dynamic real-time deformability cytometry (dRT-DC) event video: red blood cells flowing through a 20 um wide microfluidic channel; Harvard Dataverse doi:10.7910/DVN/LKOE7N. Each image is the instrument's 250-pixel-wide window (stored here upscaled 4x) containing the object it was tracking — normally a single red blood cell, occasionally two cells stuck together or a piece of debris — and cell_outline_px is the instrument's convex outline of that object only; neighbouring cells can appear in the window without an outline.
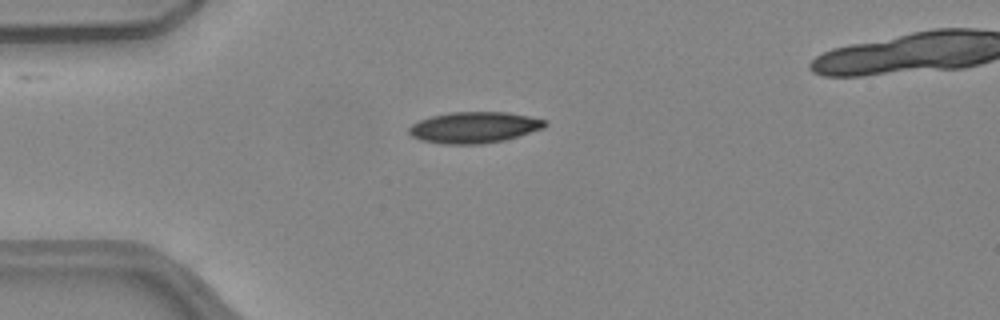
{"species": "common noctule bat (a hibernating species)", "species_latin": "Nyctalus noctula", "temperature_condition": "warm", "stored_images_in_passage": 37, "camera_frame_rate_fps": 3000, "um_per_image_px": 0.085, "animal": {"sex": "female", "body_mass_g": 24.6, "forearm_length_mm": 56.2}, "frame": {"image": 1, "passage_image": 1, "time_ms": 0.0, "image_size_px": [1000, 320], "cell_outline_px": [[548, 124], [544, 128], [504, 140], [480, 144], [444, 144], [420, 140], [412, 136], [408, 132], [408, 128], [412, 124], [420, 120], [432, 116], [448, 112], [508, 112], [548, 120]], "centroid_in_image_um": [40.31, 10.82], "position_along_channel_um": 44.7, "area_um2": 24.74}}
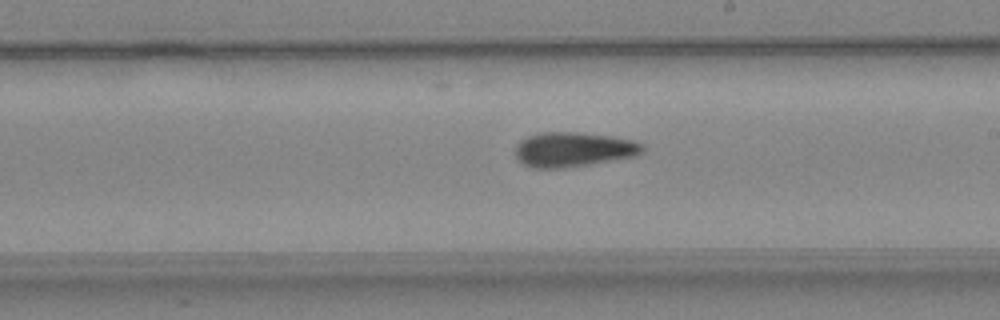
{"frame": {"image": 2, "passage_image": 17, "time_ms": 5.333, "image_size_px": [1000, 320], "cell_outline_px": [[644, 152], [636, 156], [592, 164], [564, 168], [532, 168], [524, 164], [516, 156], [516, 148], [520, 140], [528, 136], [540, 132], [576, 132], [612, 136], [636, 140], [644, 144]], "centroid_in_image_um": [48.79, 12.7], "position_along_channel_um": 240.2, "area_um2": 25.95}}
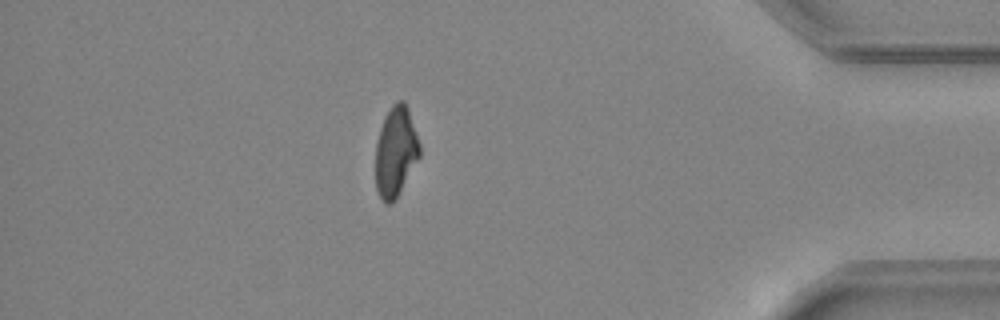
{"frame": {"image": 3, "passage_image": 32, "time_ms": 10.333, "image_size_px": [1000, 320], "cell_outline_px": [[420, 156], [392, 204], [384, 204], [376, 188], [376, 144], [380, 128], [384, 116], [392, 104], [396, 100], [404, 100], [408, 108], [420, 144]], "centroid_in_image_um": [33.63, 12.86], "position_along_channel_um": 401.6, "area_um2": 23.06}}